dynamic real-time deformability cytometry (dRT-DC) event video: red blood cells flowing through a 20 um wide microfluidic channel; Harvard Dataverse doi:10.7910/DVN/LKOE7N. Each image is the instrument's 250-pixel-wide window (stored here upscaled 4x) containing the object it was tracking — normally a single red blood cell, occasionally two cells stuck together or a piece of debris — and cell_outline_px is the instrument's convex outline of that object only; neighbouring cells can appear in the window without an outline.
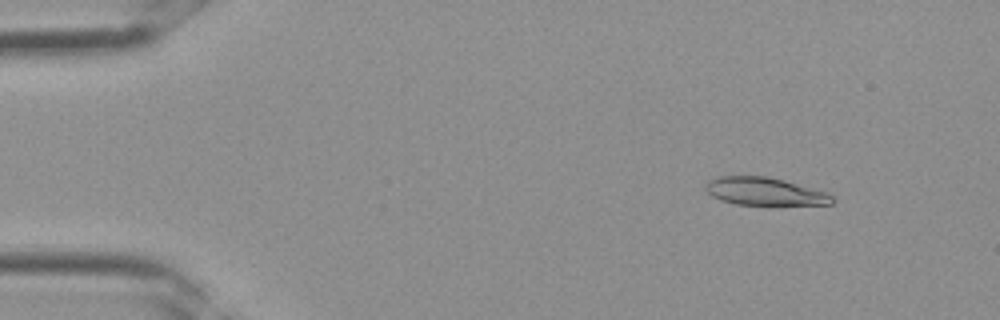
{"species": "Egyptian fruit bat (a non-hibernating species)", "species_latin": "Rousettus aegyptiacus", "temperature_condition": "room temperature", "stored_images_in_passage": 3, "camera_frame_rate_fps": 3000, "um_per_image_px": 0.085, "frame": {"image": 1, "passage_image": 2, "time_ms": 0.333, "image_size_px": [1000, 320], "cell_outline_px": [[836, 200], [832, 204], [736, 204], [720, 200], [712, 196], [704, 188], [704, 184], [708, 180], [716, 176], [768, 176], [784, 180], [828, 192]], "centroid_in_image_um": [64.97, 16.25], "position_along_channel_um": 20.0, "area_um2": 20.52}}
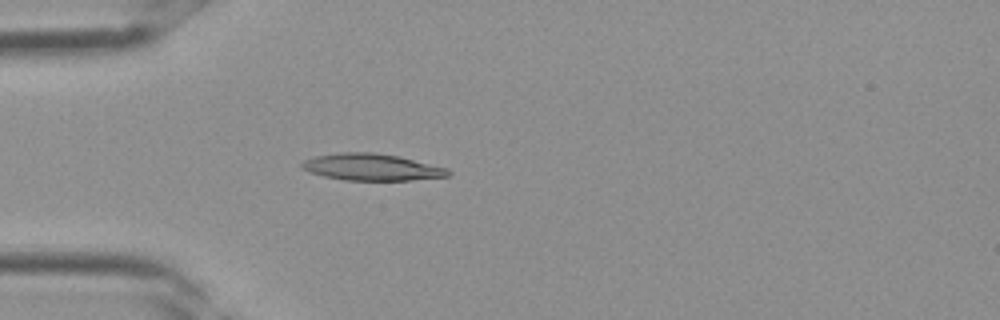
{"frame": {"image": 2, "passage_image": 3, "time_ms": 0.667, "image_size_px": [1000, 320], "cell_outline_px": [[452, 176], [412, 180], [344, 180], [324, 176], [308, 172], [300, 168], [300, 164], [304, 160], [316, 156], [340, 152], [376, 152], [400, 156], [448, 168], [452, 172]], "centroid_in_image_um": [31.62, 14.2], "position_along_channel_um": 53.4, "area_um2": 23.12}}